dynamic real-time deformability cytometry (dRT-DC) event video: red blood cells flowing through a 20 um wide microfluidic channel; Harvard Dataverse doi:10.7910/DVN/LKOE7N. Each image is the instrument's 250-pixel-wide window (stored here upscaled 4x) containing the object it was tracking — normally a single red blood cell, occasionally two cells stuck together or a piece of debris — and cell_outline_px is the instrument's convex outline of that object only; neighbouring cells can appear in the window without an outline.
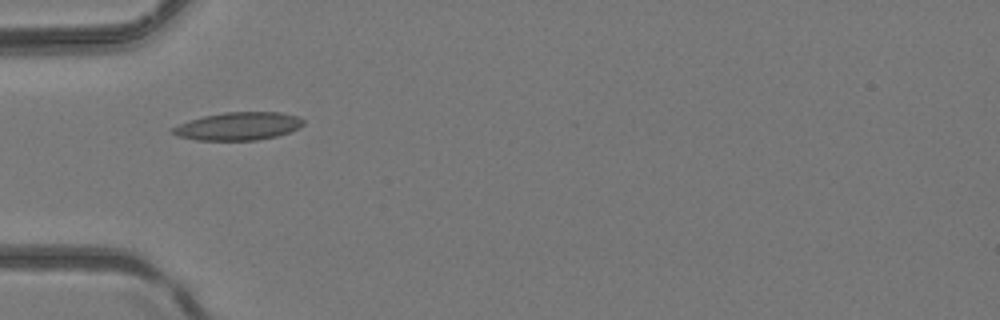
{"species": "common noctule bat (a hibernating species)", "species_latin": "Nyctalus noctula", "temperature_condition": "room temperature", "stored_images_in_passage": 1, "camera_frame_rate_fps": 3000, "um_per_image_px": 0.085, "animal": {"sex": "female", "body_mass_g": 24.6, "forearm_length_mm": 56.2}, "frame": {"image": 1, "passage_image": 1, "time_ms": 0.0, "image_size_px": [1000, 320], "cell_outline_px": [[304, 124], [300, 128], [276, 136], [256, 140], [196, 140], [176, 136], [168, 132], [168, 128], [204, 116], [224, 112], [280, 112], [296, 116], [304, 120]], "centroid_in_image_um": [20.21, 10.73], "position_along_channel_um": 64.8, "area_um2": 21.33}}